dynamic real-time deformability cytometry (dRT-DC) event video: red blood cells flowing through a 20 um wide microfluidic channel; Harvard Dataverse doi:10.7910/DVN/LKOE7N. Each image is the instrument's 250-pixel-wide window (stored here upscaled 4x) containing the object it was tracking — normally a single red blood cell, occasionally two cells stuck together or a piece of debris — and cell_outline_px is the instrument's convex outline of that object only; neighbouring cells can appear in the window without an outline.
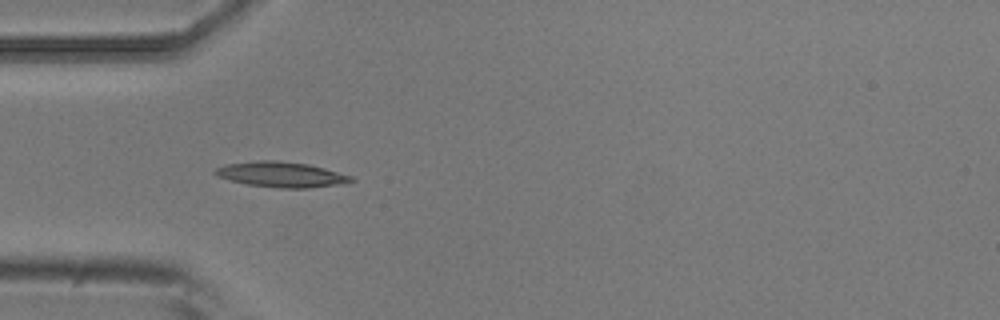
{"species": "common noctule bat (a hibernating species)", "species_latin": "Nyctalus noctula", "temperature_condition": "room temperature", "stored_images_in_passage": 5, "camera_frame_rate_fps": 3000, "um_per_image_px": 0.085, "animal": {"sex": "male", "body_mass_g": 20.5, "forearm_length_mm": 52.5}, "frame": {"image": 1, "passage_image": 4, "time_ms": 1.0, "image_size_px": [1000, 320], "cell_outline_px": [[356, 180], [336, 184], [308, 188], [280, 188], [248, 184], [232, 180], [220, 176], [212, 172], [216, 168], [228, 164], [256, 160], [276, 160], [308, 164], [324, 168], [352, 176]], "centroid_in_image_um": [23.92, 14.82], "position_along_channel_um": 61.1, "area_um2": 19.71}}
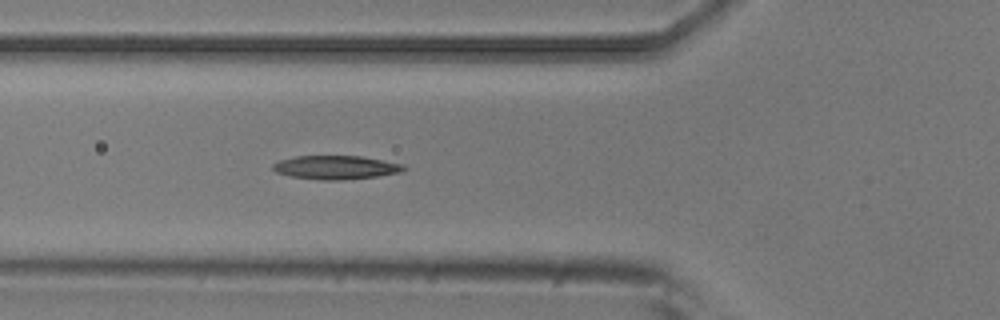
{"frame": {"image": 2, "passage_image": 5, "time_ms": 1.333, "image_size_px": [1000, 320], "cell_outline_px": [[408, 168], [400, 172], [376, 176], [340, 180], [320, 180], [292, 176], [276, 172], [272, 168], [272, 164], [280, 160], [296, 156], [360, 156], [404, 164]], "centroid_in_image_um": [28.55, 14.22], "position_along_channel_um": 97.2, "area_um2": 17.92}}